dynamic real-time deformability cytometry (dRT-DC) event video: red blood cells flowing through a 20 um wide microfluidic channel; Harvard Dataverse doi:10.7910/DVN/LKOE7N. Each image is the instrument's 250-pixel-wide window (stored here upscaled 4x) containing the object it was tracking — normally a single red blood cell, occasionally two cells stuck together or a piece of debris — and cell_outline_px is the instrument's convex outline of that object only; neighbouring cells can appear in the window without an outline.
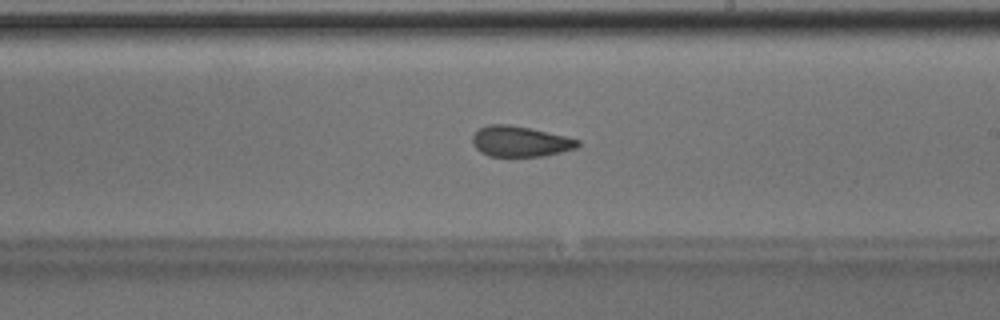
{"species": "Egyptian fruit bat (a non-hibernating species)", "species_latin": "Rousettus aegyptiacus", "temperature_condition": "room temperature", "stored_images_in_passage": 49, "camera_frame_rate_fps": 3000, "um_per_image_px": 0.085, "animal": {"sex": "male"}, "frame": {"image": 1, "passage_image": 28, "time_ms": 9.0, "image_size_px": [1000, 320], "cell_outline_px": [[580, 144], [576, 148], [544, 156], [488, 156], [480, 152], [472, 144], [472, 136], [480, 128], [488, 124], [508, 124], [532, 128], [580, 140]], "centroid_in_image_um": [44.19, 12.02], "position_along_channel_um": 244.8, "area_um2": 18.79}}
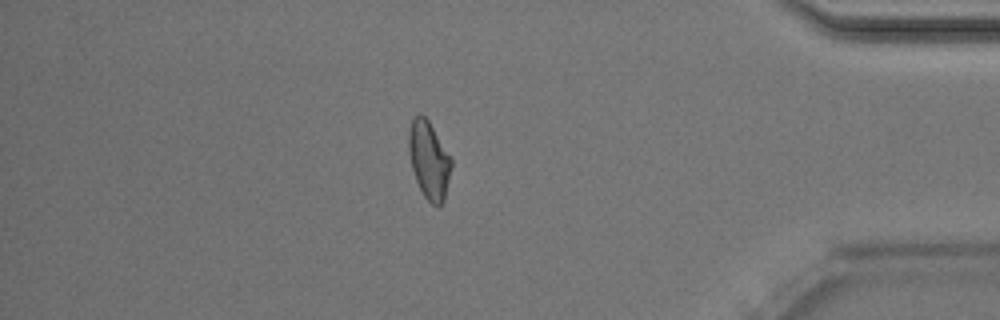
{"frame": {"image": 2, "passage_image": 42, "time_ms": 13.667, "image_size_px": [1000, 320], "cell_outline_px": [[452, 164], [444, 200], [440, 208], [432, 204], [424, 196], [416, 180], [412, 168], [408, 148], [408, 132], [412, 120], [416, 116], [424, 116], [428, 120], [452, 160]], "centroid_in_image_um": [36.46, 13.64], "position_along_channel_um": 398.7, "area_um2": 18.9}, "authors_computed_cell_mechanics": {"area_um2": 19.5364, "velocity_mm_per_s": 4.0283, "shape_relaxation_time_tau1_ms": 7.8512, "shape_relaxation_time_tau2_ms": 1.8221, "deformation_change_tau1": 0.1669, "deformation_change_tau2": 0.076}}